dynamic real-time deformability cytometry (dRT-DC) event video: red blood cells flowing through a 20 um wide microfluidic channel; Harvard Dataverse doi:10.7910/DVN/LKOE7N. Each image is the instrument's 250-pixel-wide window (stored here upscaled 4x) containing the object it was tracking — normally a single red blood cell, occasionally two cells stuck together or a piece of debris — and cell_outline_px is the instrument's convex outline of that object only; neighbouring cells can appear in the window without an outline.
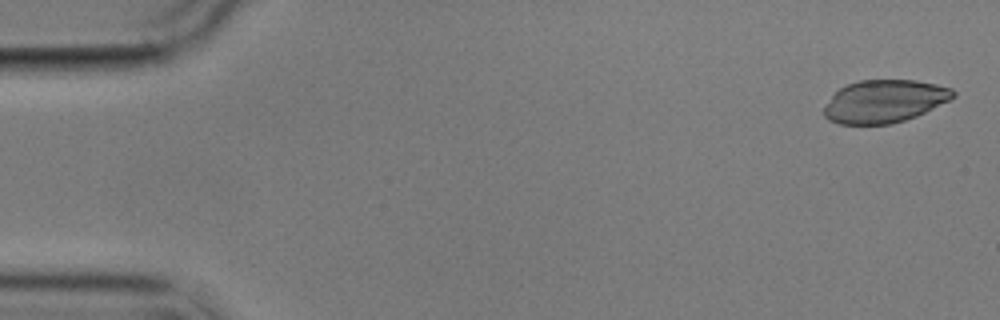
{"species": "common noctule bat (a hibernating species)", "species_latin": "Nyctalus noctula", "temperature_condition": "cold", "stored_images_in_passage": 5, "camera_frame_rate_fps": 3000, "um_per_image_px": 0.085, "animal": {"sex": "male", "body_mass_g": 17.9}, "frame": {"image": 1, "passage_image": 1, "time_ms": 0.0, "image_size_px": [1000, 320], "cell_outline_px": [[956, 96], [916, 116], [892, 124], [840, 124], [828, 120], [824, 116], [824, 108], [832, 96], [840, 88], [848, 84], [860, 80], [916, 80], [936, 84], [952, 88], [956, 92]], "centroid_in_image_um": [75.18, 8.61], "position_along_channel_um": 9.8, "area_um2": 31.96}}